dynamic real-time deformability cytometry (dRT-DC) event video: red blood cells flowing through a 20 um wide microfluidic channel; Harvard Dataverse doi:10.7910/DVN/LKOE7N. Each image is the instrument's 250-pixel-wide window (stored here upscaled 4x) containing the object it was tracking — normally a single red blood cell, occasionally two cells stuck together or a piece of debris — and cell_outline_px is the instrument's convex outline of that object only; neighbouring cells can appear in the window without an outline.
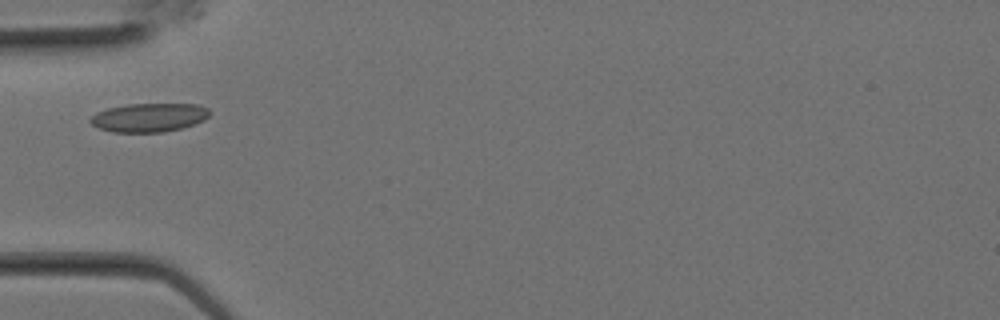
{"species": "Egyptian fruit bat (a non-hibernating species)", "species_latin": "Rousettus aegyptiacus", "temperature_condition": "room temperature", "stored_images_in_passage": 11, "camera_frame_rate_fps": 3000, "um_per_image_px": 0.085, "animal": {"sex": "female"}, "frame": {"image": 1, "passage_image": 1, "time_ms": 0.0, "image_size_px": [1000, 320], "cell_outline_px": [[212, 112], [204, 120], [180, 128], [164, 132], [112, 132], [100, 128], [92, 124], [88, 120], [96, 112], [108, 108], [128, 104], [196, 104], [208, 108]], "centroid_in_image_um": [12.66, 9.98], "position_along_channel_um": 72.3, "area_um2": 19.88}}
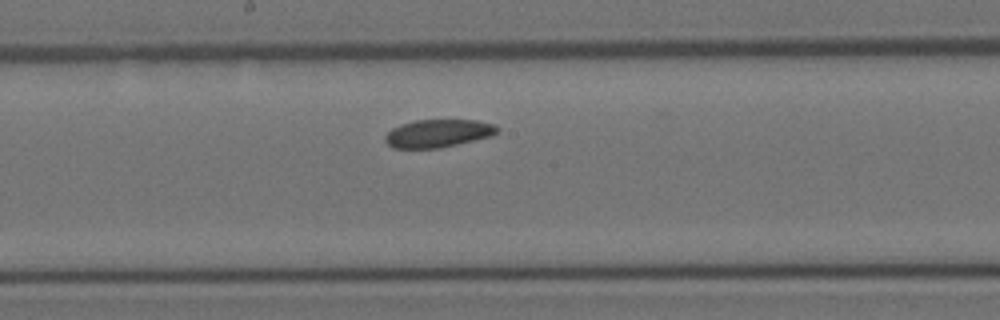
{"frame": {"image": 2, "passage_image": 7, "time_ms": 2.0, "image_size_px": [1000, 320], "cell_outline_px": [[500, 128], [492, 136], [440, 148], [392, 148], [384, 140], [384, 136], [392, 128], [400, 124], [416, 120], [476, 120], [496, 124]], "centroid_in_image_um": [37.24, 11.33], "position_along_channel_um": 211.0, "area_um2": 18.32}}
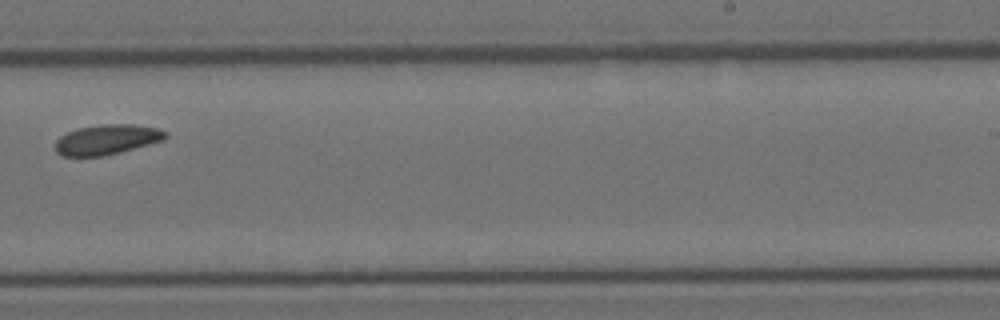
{"frame": {"image": 3, "passage_image": 10, "time_ms": 3.0, "image_size_px": [1000, 320], "cell_outline_px": [[168, 136], [164, 140], [104, 156], [64, 156], [56, 152], [56, 140], [60, 136], [76, 128], [100, 124], [132, 124], [156, 128], [168, 132]], "centroid_in_image_um": [9.09, 11.85], "position_along_channel_um": 279.9, "area_um2": 19.25}}